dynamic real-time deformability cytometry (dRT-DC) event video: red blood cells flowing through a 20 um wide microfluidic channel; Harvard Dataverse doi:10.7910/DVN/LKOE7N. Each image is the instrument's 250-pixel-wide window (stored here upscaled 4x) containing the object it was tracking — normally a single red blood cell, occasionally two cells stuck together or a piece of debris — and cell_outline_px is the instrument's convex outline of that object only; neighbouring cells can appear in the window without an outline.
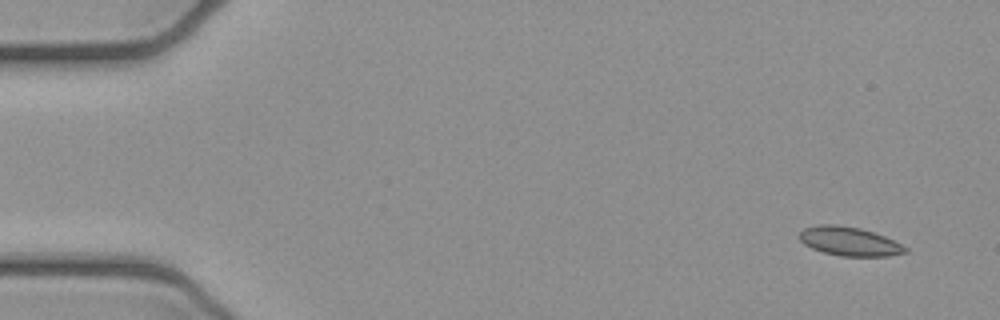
{"species": "common noctule bat (a hibernating species)", "species_latin": "Nyctalus noctula", "temperature_condition": "cold", "stored_images_in_passage": 5, "camera_frame_rate_fps": 3000, "um_per_image_px": 0.085, "animal": {"sex": "female", "body_mass_g": 21.9}, "frame": {"image": 1, "passage_image": 1, "time_ms": 0.0, "image_size_px": [1000, 320], "cell_outline_px": [[908, 252], [888, 256], [840, 256], [824, 252], [812, 248], [804, 244], [800, 240], [800, 232], [804, 228], [820, 224], [836, 224], [860, 228], [884, 236], [908, 248]], "centroid_in_image_um": [72.19, 20.51], "position_along_channel_um": 12.8, "area_um2": 17.69}}
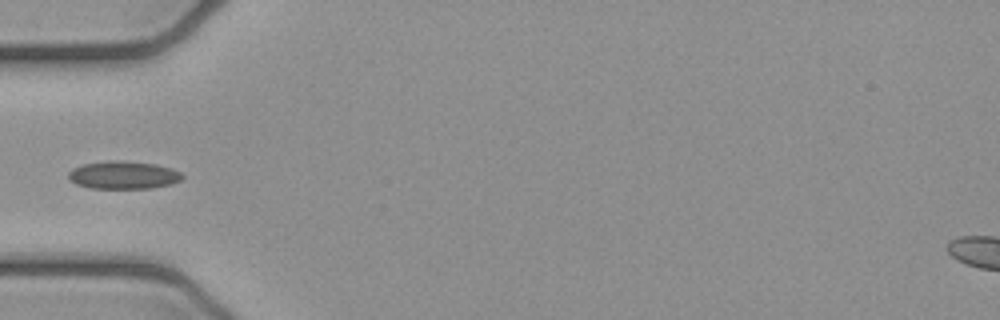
{"frame": {"image": 2, "passage_image": 4, "time_ms": 1.0, "image_size_px": [1000, 320], "cell_outline_px": [[184, 176], [180, 180], [172, 184], [152, 188], [92, 188], [76, 184], [68, 180], [68, 172], [72, 168], [84, 164], [112, 160], [156, 164], [172, 168], [180, 172]], "centroid_in_image_um": [10.48, 14.88], "position_along_channel_um": 74.5, "area_um2": 18.44}}
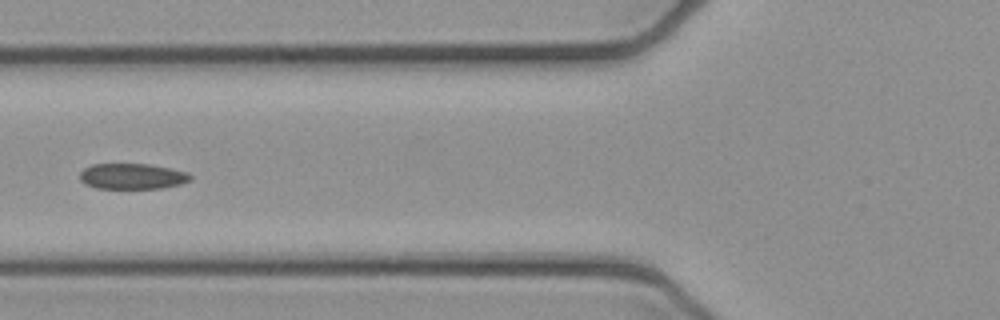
{"frame": {"image": 3, "passage_image": 5, "time_ms": 1.333, "image_size_px": [1000, 320], "cell_outline_px": [[192, 180], [180, 184], [164, 188], [96, 188], [84, 184], [80, 180], [80, 172], [84, 168], [92, 164], [148, 164], [172, 168], [188, 172], [192, 176]], "centroid_in_image_um": [11.26, 14.98], "position_along_channel_um": 114.5, "area_um2": 16.7}}